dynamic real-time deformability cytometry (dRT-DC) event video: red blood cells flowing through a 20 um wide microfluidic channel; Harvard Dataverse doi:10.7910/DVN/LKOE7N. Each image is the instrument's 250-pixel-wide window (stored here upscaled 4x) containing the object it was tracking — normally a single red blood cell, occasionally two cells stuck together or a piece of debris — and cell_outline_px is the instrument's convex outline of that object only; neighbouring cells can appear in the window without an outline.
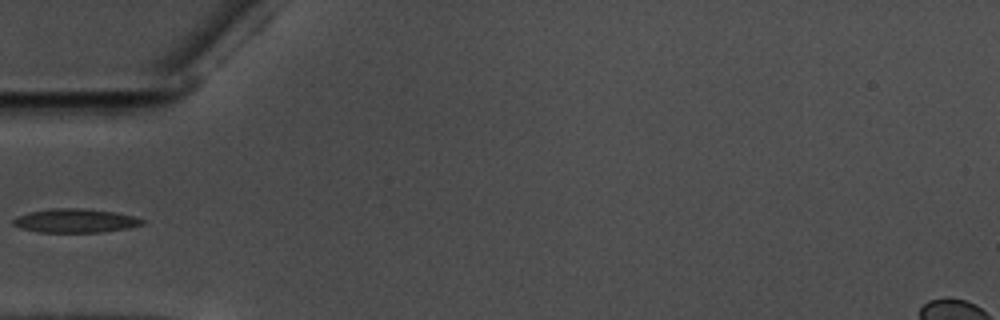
{"species": "common noctule bat (a hibernating species)", "species_latin": "Nyctalus noctula", "temperature_condition": "warm", "stored_images_in_passage": 39, "camera_frame_rate_fps": 3000, "um_per_image_px": 0.085, "animal": {"sex": "male", "body_mass_g": 17.5, "forearm_length_mm": 52.3}, "frame": {"image": 1, "passage_image": 1, "time_ms": 0.0, "image_size_px": [1000, 320], "cell_outline_px": [[144, 224], [128, 228], [100, 232], [40, 232], [20, 228], [12, 224], [12, 220], [16, 216], [28, 212], [52, 208], [84, 208], [116, 212], [132, 216], [144, 220]], "centroid_in_image_um": [6.37, 18.75], "position_along_channel_um": 78.6, "area_um2": 17.98}}
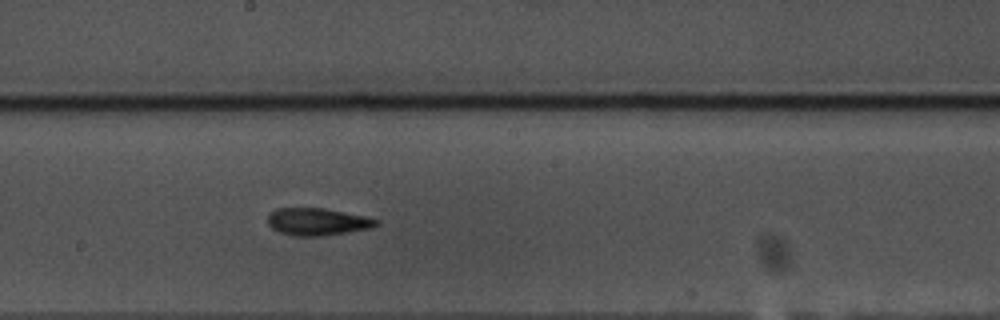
{"frame": {"image": 2, "passage_image": 13, "time_ms": 4.0, "image_size_px": [1000, 320], "cell_outline_px": [[380, 224], [372, 228], [324, 236], [292, 236], [280, 232], [272, 228], [268, 224], [268, 216], [276, 208], [324, 208], [368, 216], [380, 220]], "centroid_in_image_um": [27.04, 18.85], "position_along_channel_um": 221.2, "area_um2": 17.51}}
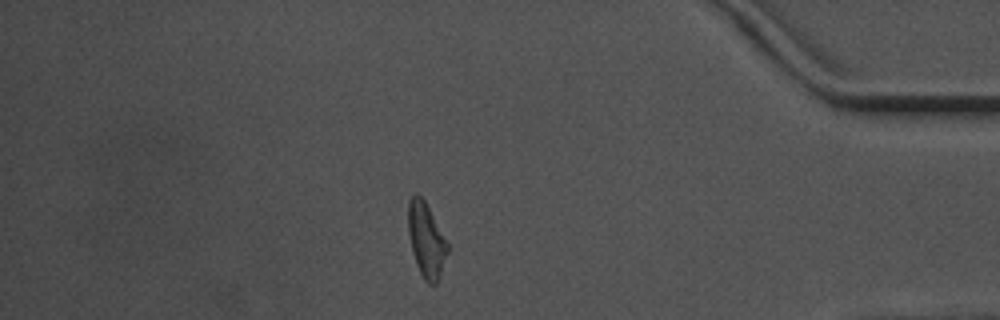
{"frame": {"image": 3, "passage_image": 31, "time_ms": 10.0, "image_size_px": [1000, 320], "cell_outline_px": [[448, 252], [436, 284], [428, 284], [424, 280], [416, 264], [412, 252], [408, 232], [408, 200], [416, 192], [424, 200], [448, 244]], "centroid_in_image_um": [36.21, 20.4], "position_along_channel_um": 399.0, "area_um2": 16.82}}